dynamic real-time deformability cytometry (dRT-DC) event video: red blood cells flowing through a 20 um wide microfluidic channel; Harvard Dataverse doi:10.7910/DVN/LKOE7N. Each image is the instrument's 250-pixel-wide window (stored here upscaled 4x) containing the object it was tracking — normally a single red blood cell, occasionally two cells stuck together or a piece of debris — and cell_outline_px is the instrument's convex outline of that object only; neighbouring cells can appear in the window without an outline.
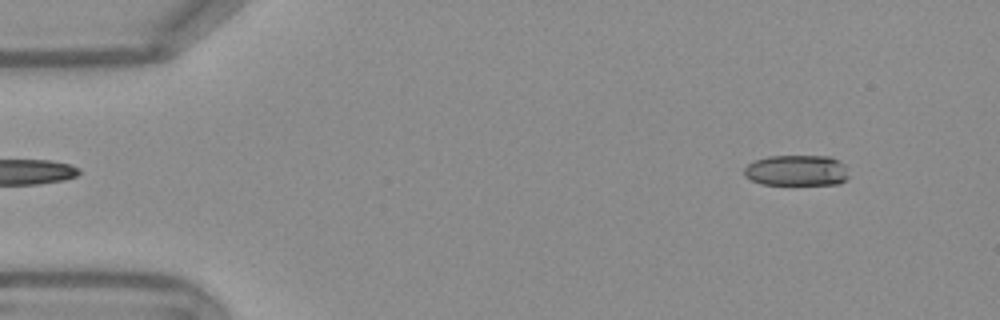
{"species": "Egyptian fruit bat (a non-hibernating species)", "species_latin": "Rousettus aegyptiacus", "temperature_condition": "warm", "stored_images_in_passage": 52, "camera_frame_rate_fps": 3000, "um_per_image_px": 0.085, "frame": {"image": 1, "passage_image": 4, "time_ms": 1.0, "image_size_px": [1000, 320], "cell_outline_px": [[848, 176], [840, 184], [760, 184], [744, 176], [744, 168], [748, 164], [756, 160], [768, 156], [832, 156], [844, 164]], "centroid_in_image_um": [67.71, 14.48], "position_along_channel_um": 17.3, "area_um2": 18.79}}
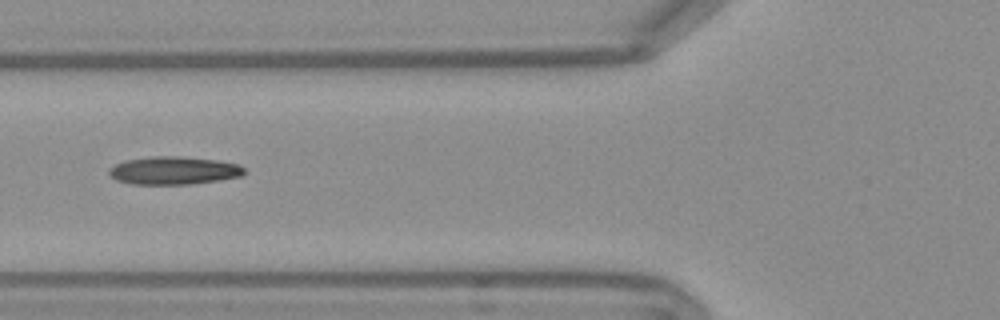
{"frame": {"image": 2, "passage_image": 19, "time_ms": 6.0, "image_size_px": [1000, 320], "cell_outline_px": [[244, 172], [240, 176], [192, 184], [132, 184], [116, 180], [108, 172], [108, 168], [124, 160], [152, 156], [184, 156], [216, 160], [240, 164], [244, 168]], "centroid_in_image_um": [14.74, 14.48], "position_along_channel_um": 111.1, "area_um2": 22.02}}
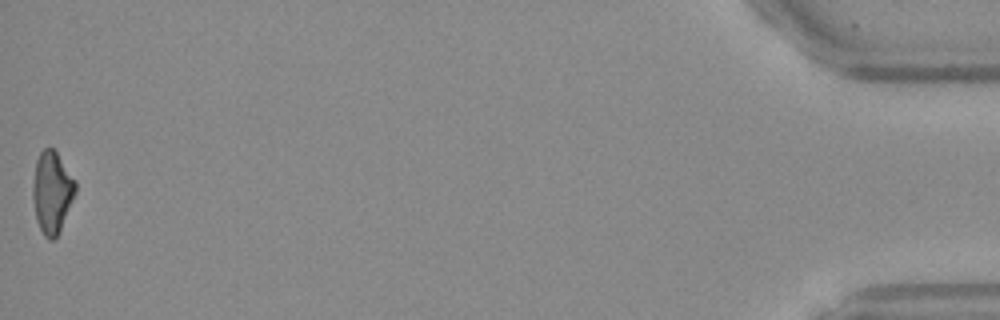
{"frame": {"image": 3, "passage_image": 52, "time_ms": 17.0, "image_size_px": [1000, 320], "cell_outline_px": [[76, 192], [60, 232], [52, 240], [48, 240], [44, 236], [36, 220], [32, 196], [32, 188], [36, 160], [40, 152], [44, 148], [52, 148], [56, 152], [76, 180]], "centroid_in_image_um": [4.42, 16.35], "position_along_channel_um": 430.8, "area_um2": 20.4}, "authors_computed_cell_mechanics": {"area_um2": 20.8658, "velocity_mm_per_s": 3.8059, "shape_relaxation_time_tau1_ms": null, "shape_relaxation_time_tau2_ms": 4.8407, "deformation_change_tau1": null, "deformation_change_tau2": 0.1691}}